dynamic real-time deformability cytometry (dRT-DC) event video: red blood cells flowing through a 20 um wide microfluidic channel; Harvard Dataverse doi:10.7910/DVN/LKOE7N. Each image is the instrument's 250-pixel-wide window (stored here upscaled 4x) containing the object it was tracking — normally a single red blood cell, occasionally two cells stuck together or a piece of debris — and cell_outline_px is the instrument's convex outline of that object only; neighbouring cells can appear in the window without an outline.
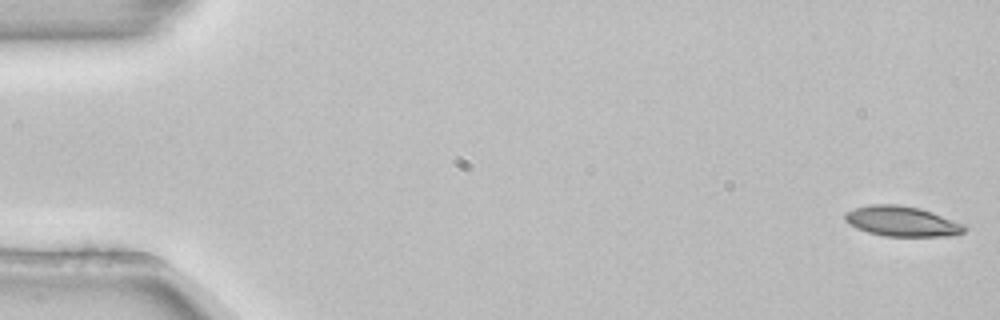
{"species": "common noctule bat (a hibernating species)", "species_latin": "Nyctalus noctula", "temperature_condition": "room temperature", "stored_images_in_passage": 4, "camera_frame_rate_fps": 3000, "um_per_image_px": 0.085, "animal": {"sex": "female", "body_mass_g": 22.7, "forearm_length_mm": 54.2}, "frame": {"image": 1, "passage_image": 1, "time_ms": 0.0, "image_size_px": [1000, 320], "cell_outline_px": [[968, 228], [960, 236], [884, 236], [868, 232], [856, 228], [848, 224], [844, 220], [844, 212], [856, 208], [872, 204], [896, 204], [920, 208], [932, 212], [964, 224]], "centroid_in_image_um": [76.68, 18.82], "position_along_channel_um": 8.3, "area_um2": 21.21}}
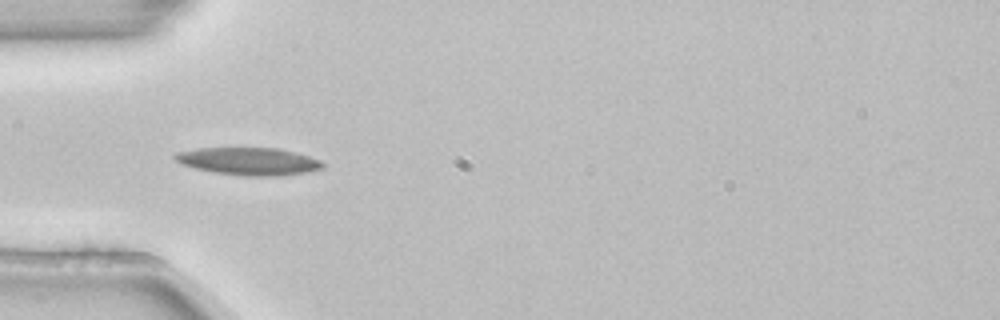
{"frame": {"image": 2, "passage_image": 4, "time_ms": 1.0, "image_size_px": [1000, 320], "cell_outline_px": [[324, 168], [304, 172], [272, 176], [244, 176], [216, 172], [196, 168], [180, 164], [172, 156], [176, 152], [200, 148], [276, 148], [308, 156], [320, 160], [324, 164]], "centroid_in_image_um": [21.1, 13.7], "position_along_channel_um": 63.9, "area_um2": 23.35}}